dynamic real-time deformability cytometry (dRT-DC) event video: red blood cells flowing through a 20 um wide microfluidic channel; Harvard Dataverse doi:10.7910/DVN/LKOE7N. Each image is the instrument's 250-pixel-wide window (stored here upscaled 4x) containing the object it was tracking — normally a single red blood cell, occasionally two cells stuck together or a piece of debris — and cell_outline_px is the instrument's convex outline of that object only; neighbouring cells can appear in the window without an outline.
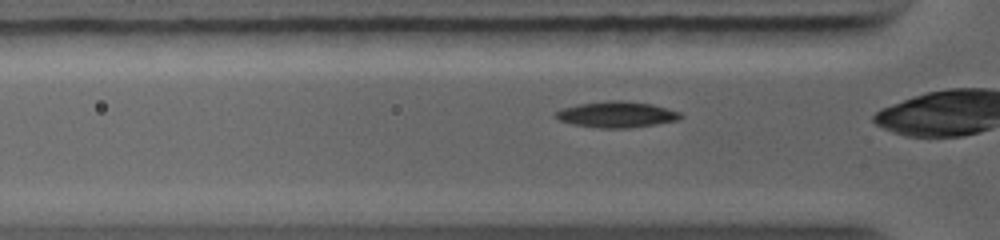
{"species": "common noctule bat (a hibernating species)", "species_latin": "Nyctalus noctula", "temperature_condition": "warm", "stored_images_in_passage": 36, "camera_frame_rate_fps": 5000, "um_per_image_px": 0.085, "animal": {"sex": "female", "body_mass_g": 19.0, "forearm_length_mm": 56.7}, "frame": {"image": 1, "passage_image": 3, "time_ms": 0.6, "image_size_px": [1000, 240], "cell_outline_px": [[684, 116], [676, 120], [656, 124], [628, 128], [600, 128], [572, 124], [560, 120], [556, 116], [556, 112], [560, 108], [580, 104], [608, 100], [620, 100], [652, 104], [680, 112]], "centroid_in_image_um": [52.42, 9.73], "position_along_channel_um": 73.4, "area_um2": 18.79}}
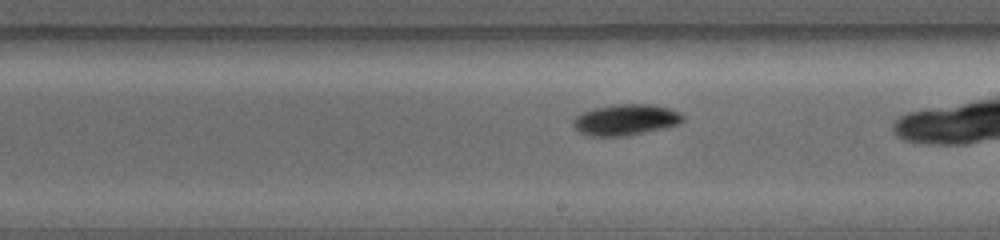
{"frame": {"image": 2, "passage_image": 13, "time_ms": 4.0, "image_size_px": [1000, 240], "cell_outline_px": [[684, 120], [680, 124], [664, 128], [628, 136], [588, 136], [580, 132], [572, 124], [572, 120], [576, 116], [584, 112], [596, 108], [612, 104], [652, 104], [672, 108], [680, 112], [684, 116]], "centroid_in_image_um": [53.23, 10.18], "position_along_channel_um": 235.8, "area_um2": 20.06}}
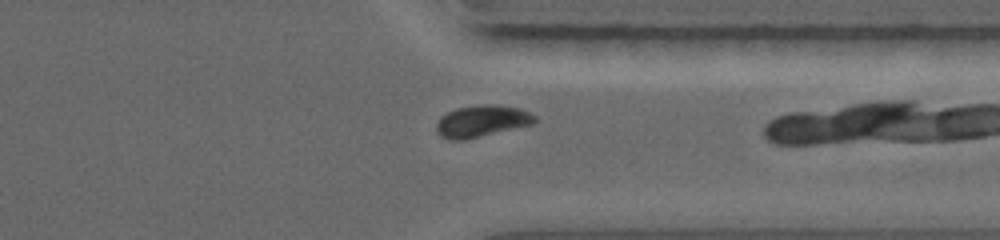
{"frame": {"image": 3, "passage_image": 32, "time_ms": 6.8, "image_size_px": [1000, 240], "cell_outline_px": [[536, 120], [532, 124], [464, 140], [448, 140], [440, 136], [436, 132], [436, 124], [440, 116], [456, 108], [480, 104], [492, 104], [520, 108], [536, 116]], "centroid_in_image_um": [40.9, 10.29], "position_along_channel_um": 370.5, "area_um2": 18.21}}